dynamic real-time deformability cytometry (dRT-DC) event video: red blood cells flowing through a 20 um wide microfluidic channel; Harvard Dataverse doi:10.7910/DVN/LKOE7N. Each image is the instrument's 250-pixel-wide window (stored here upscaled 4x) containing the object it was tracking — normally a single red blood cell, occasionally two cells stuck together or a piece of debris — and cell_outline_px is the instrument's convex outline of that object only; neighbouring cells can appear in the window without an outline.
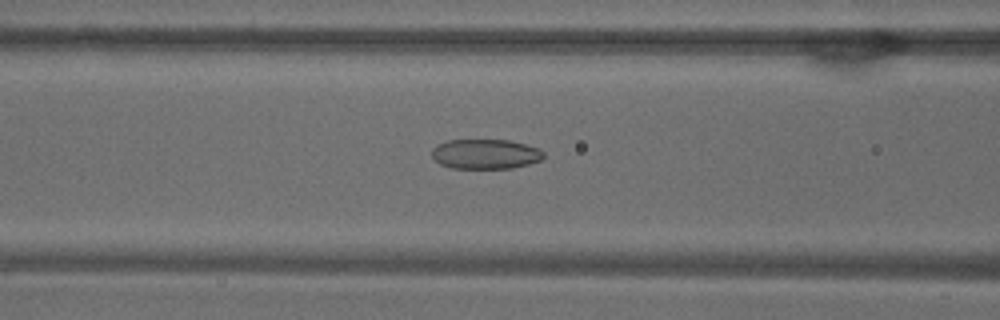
{"species": "common noctule bat (a hibernating species)", "species_latin": "Nyctalus noctula", "temperature_condition": "warm", "stored_images_in_passage": 45, "camera_frame_rate_fps": 3000, "um_per_image_px": 0.085, "animal": {"sex": "male", "body_mass_g": 18.8}, "frame": {"image": 1, "passage_image": 13, "time_ms": 4.0, "image_size_px": [1000, 320], "cell_outline_px": [[544, 156], [540, 160], [528, 164], [512, 168], [452, 168], [440, 164], [432, 156], [432, 148], [436, 144], [448, 140], [508, 140], [540, 148], [544, 152]], "centroid_in_image_um": [41.25, 13.09], "position_along_channel_um": 125.3, "area_um2": 19.42}}
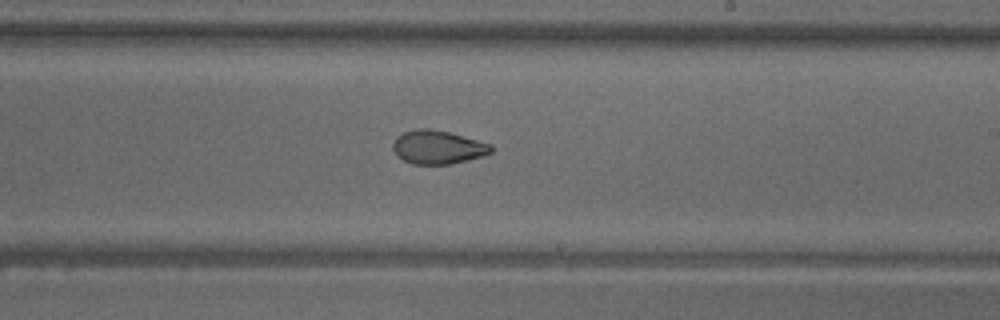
{"frame": {"image": 2, "passage_image": 23, "time_ms": 7.333, "image_size_px": [1000, 320], "cell_outline_px": [[492, 152], [484, 156], [448, 164], [412, 164], [404, 160], [392, 148], [392, 144], [396, 136], [404, 132], [416, 128], [428, 128], [448, 132], [492, 144]], "centroid_in_image_um": [37.21, 12.5], "position_along_channel_um": 251.8, "area_um2": 19.07}}
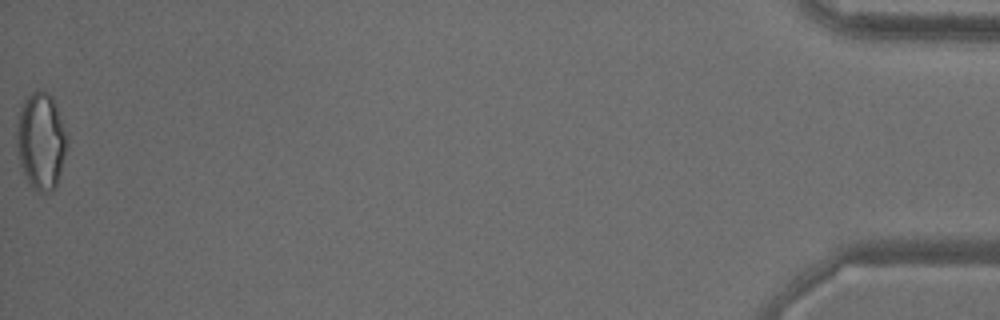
{"frame": {"image": 3, "passage_image": 45, "time_ms": 14.667, "image_size_px": [1000, 320], "cell_outline_px": [[68, 148], [56, 188], [52, 192], [40, 192], [32, 188], [28, 184], [24, 176], [20, 164], [16, 148], [16, 136], [20, 108], [24, 100], [36, 88], [44, 88], [52, 96], [56, 104], [68, 132]], "centroid_in_image_um": [3.51, 11.98], "position_along_channel_um": 431.7, "area_um2": 29.48}, "authors_computed_cell_mechanics": {"area_um2": 21.2126, "velocity_mm_per_s": 3.7905, "shape_relaxation_time_tau1_ms": null, "shape_relaxation_time_tau2_ms": 1.7658, "deformation_change_tau1": null, "deformation_change_tau2": 0.0717}}